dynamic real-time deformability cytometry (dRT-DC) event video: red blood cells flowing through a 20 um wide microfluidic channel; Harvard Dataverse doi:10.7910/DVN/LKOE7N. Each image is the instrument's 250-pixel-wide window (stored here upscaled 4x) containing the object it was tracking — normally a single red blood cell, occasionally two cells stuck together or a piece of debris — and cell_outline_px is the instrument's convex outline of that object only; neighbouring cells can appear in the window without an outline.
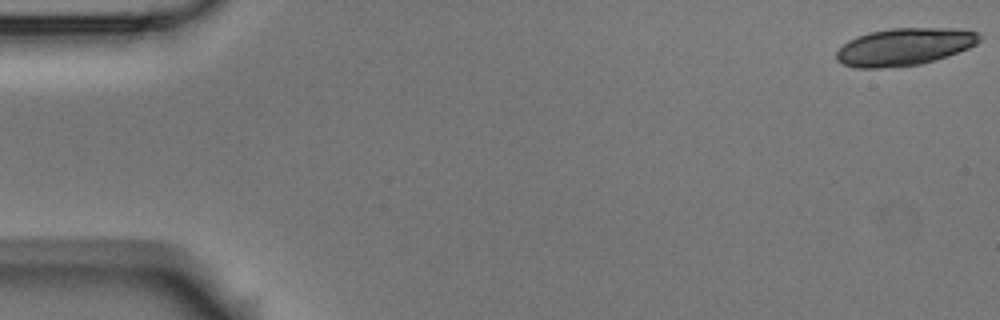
{"species": "Egyptian fruit bat (a non-hibernating species)", "species_latin": "Rousettus aegyptiacus", "temperature_condition": "room temperature", "stored_images_in_passage": 19, "camera_frame_rate_fps": 3000, "um_per_image_px": 0.085, "animal": {"sex": "male"}, "frame": {"image": 1, "passage_image": 1, "time_ms": 0.0, "image_size_px": [1000, 320], "cell_outline_px": [[980, 40], [976, 44], [968, 48], [948, 56], [936, 60], [920, 64], [880, 68], [856, 68], [844, 64], [836, 60], [836, 52], [848, 40], [872, 32], [892, 28], [956, 28], [980, 32]], "centroid_in_image_um": [76.9, 3.98], "position_along_channel_um": 8.1, "area_um2": 31.04}}